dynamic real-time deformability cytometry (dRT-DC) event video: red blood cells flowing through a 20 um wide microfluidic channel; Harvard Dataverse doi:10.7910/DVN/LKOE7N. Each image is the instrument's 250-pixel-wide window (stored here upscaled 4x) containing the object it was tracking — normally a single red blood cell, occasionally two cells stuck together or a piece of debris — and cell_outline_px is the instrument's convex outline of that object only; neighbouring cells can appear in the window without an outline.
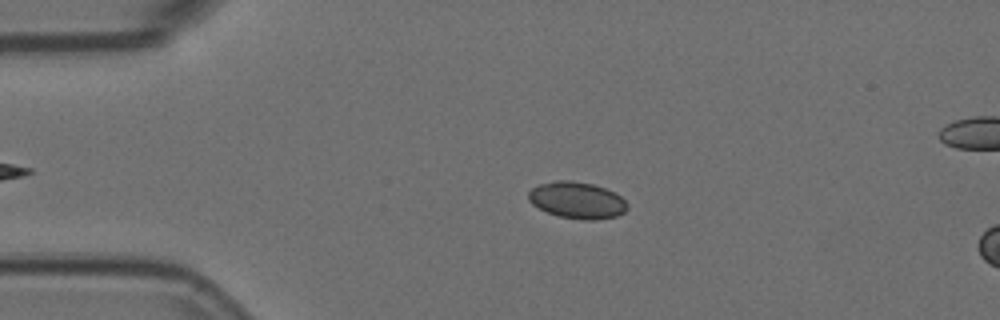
{"species": "Egyptian fruit bat (a non-hibernating species)", "species_latin": "Rousettus aegyptiacus", "temperature_condition": "room temperature", "stored_images_in_passage": 11, "camera_frame_rate_fps": 3000, "um_per_image_px": 0.085, "animal": {"sex": "female"}, "frame": {"image": 1, "passage_image": 8, "time_ms": 2.333, "image_size_px": [1000, 320], "cell_outline_px": [[628, 208], [624, 212], [616, 216], [596, 220], [584, 220], [560, 216], [548, 212], [532, 204], [528, 200], [528, 192], [532, 188], [540, 184], [556, 180], [572, 180], [592, 184], [616, 192], [628, 204]], "centroid_in_image_um": [49.06, 17.01], "position_along_channel_um": 35.9, "area_um2": 21.1}}